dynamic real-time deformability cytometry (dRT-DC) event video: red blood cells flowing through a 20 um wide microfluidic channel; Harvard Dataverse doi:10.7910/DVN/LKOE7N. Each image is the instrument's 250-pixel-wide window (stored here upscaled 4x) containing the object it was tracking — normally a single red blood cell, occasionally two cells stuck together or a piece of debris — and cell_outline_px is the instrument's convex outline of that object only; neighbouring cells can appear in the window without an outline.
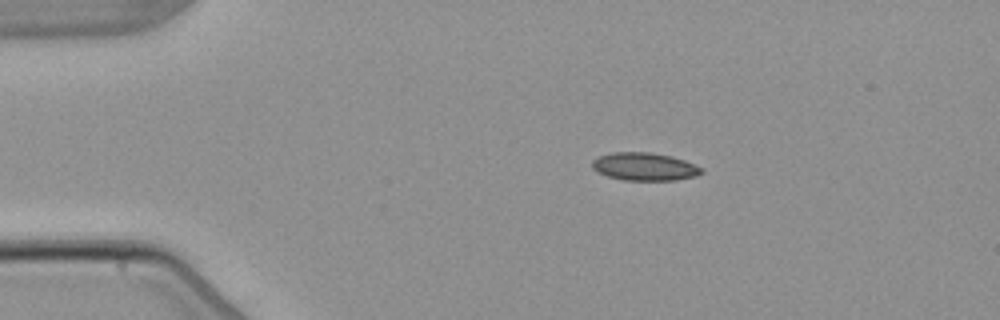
{"species": "common noctule bat (a hibernating species)", "species_latin": "Nyctalus noctula", "temperature_condition": "warm", "stored_images_in_passage": 5, "camera_frame_rate_fps": 3000, "um_per_image_px": 0.085, "animal": {"sex": "male", "body_mass_g": 21.5, "forearm_length_mm": 52.0}, "frame": {"image": 1, "passage_image": 1, "time_ms": 0.0, "image_size_px": [1000, 320], "cell_outline_px": [[704, 172], [696, 176], [676, 180], [624, 180], [608, 176], [596, 172], [592, 168], [592, 160], [596, 156], [612, 152], [652, 152], [672, 156], [684, 160], [704, 168]], "centroid_in_image_um": [54.78, 14.15], "position_along_channel_um": 30.2, "area_um2": 18.03}}